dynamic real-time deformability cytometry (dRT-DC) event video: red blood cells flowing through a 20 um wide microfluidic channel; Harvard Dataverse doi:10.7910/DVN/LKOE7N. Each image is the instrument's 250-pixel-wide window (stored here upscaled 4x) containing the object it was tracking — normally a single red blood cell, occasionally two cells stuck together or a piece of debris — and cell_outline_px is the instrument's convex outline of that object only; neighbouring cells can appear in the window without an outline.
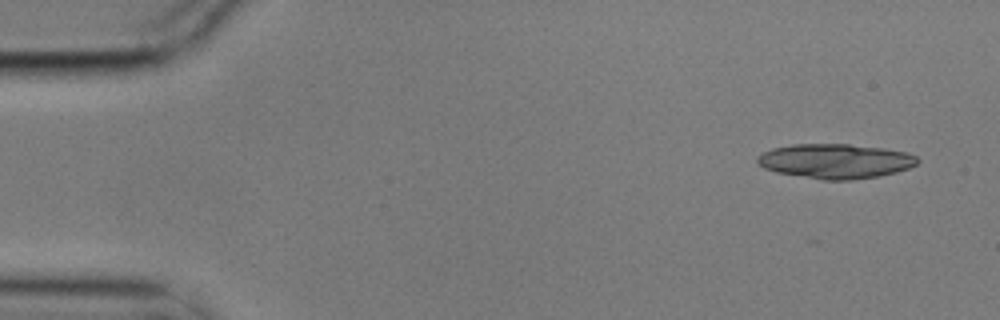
{"species": "common noctule bat (a hibernating species)", "species_latin": "Nyctalus noctula", "temperature_condition": "cold", "stored_images_in_passage": 5, "camera_frame_rate_fps": 3000, "um_per_image_px": 0.085, "animal": {"sex": "male", "body_mass_g": 17.9}, "frame": {"image": 1, "passage_image": 1, "time_ms": 0.0, "image_size_px": [1000, 320], "cell_outline_px": [[920, 160], [916, 164], [908, 168], [896, 172], [880, 176], [852, 180], [824, 180], [776, 172], [764, 168], [756, 164], [756, 156], [772, 148], [792, 144], [848, 144], [884, 148], [908, 152], [916, 156]], "centroid_in_image_um": [71.0, 13.69], "position_along_channel_um": 14.0, "area_um2": 32.54}}
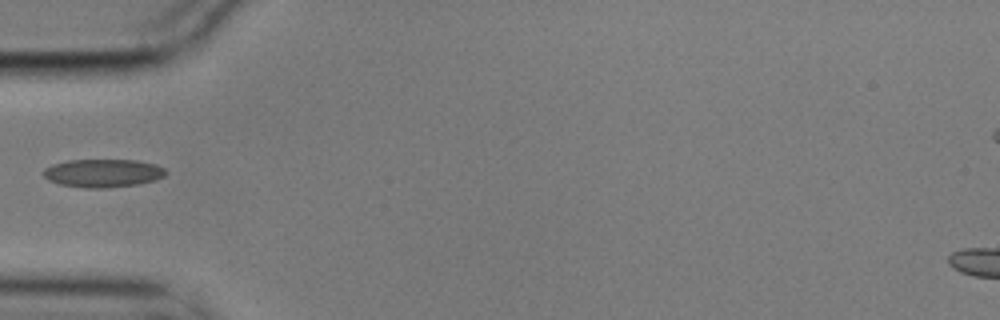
{"frame": {"image": 2, "passage_image": 5, "time_ms": 1.333, "image_size_px": [1000, 320], "cell_outline_px": [[168, 172], [164, 176], [156, 180], [136, 184], [104, 188], [84, 188], [60, 184], [48, 180], [44, 176], [44, 168], [52, 164], [68, 160], [136, 160], [156, 164], [164, 168]], "centroid_in_image_um": [8.76, 14.71], "position_along_channel_um": 76.2, "area_um2": 20.11}}